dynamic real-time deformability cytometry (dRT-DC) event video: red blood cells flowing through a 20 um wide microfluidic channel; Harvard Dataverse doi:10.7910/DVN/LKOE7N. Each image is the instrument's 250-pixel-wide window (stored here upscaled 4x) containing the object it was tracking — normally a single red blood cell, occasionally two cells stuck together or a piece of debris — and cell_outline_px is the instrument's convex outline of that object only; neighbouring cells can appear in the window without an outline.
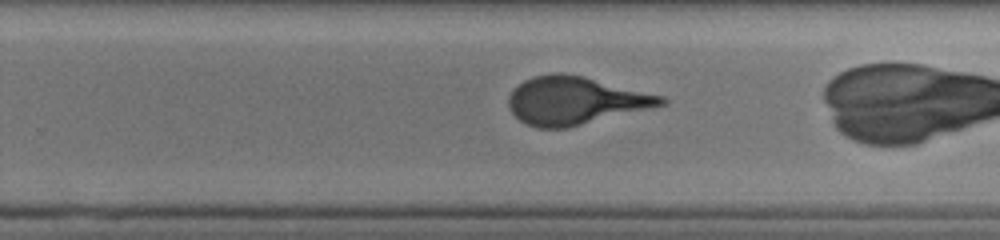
{"species": "human", "species_latin": "Homo sapiens", "temperature_condition": "cold", "stored_images_in_passage": 33, "camera_frame_rate_fps": 3000, "um_per_image_px": 0.085, "donor": {"sex": "male"}, "frame": {"image": 1, "passage_image": 25, "time_ms": 8.0, "image_size_px": [1000, 240], "cell_outline_px": [[668, 100], [664, 104], [568, 128], [536, 128], [520, 120], [508, 108], [508, 96], [524, 80], [532, 76], [556, 72], [584, 76], [664, 96]], "centroid_in_image_um": [48.87, 8.54], "position_along_channel_um": 280.9, "area_um2": 42.19}}
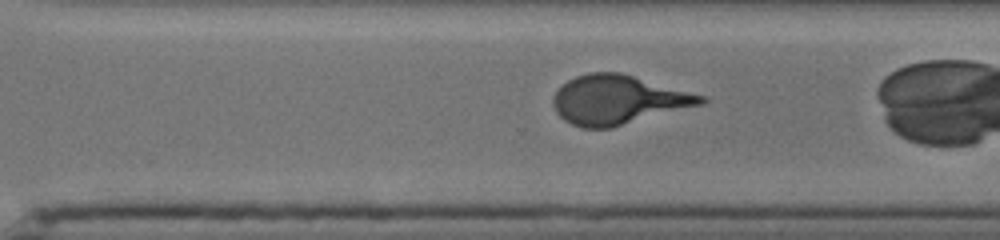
{"frame": {"image": 2, "passage_image": 28, "time_ms": 9.0, "image_size_px": [1000, 240], "cell_outline_px": [[708, 100], [704, 104], [612, 128], [580, 128], [564, 120], [556, 112], [552, 104], [552, 100], [556, 92], [568, 80], [576, 76], [592, 72], [620, 72], [704, 96]], "centroid_in_image_um": [52.53, 8.5], "position_along_channel_um": 318.1, "area_um2": 42.14}}